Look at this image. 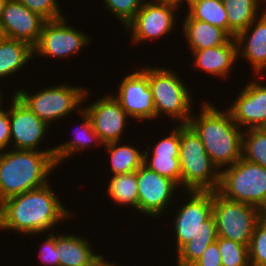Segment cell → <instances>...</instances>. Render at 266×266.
<instances>
[{
    "instance_id": "obj_1",
    "label": "cell",
    "mask_w": 266,
    "mask_h": 266,
    "mask_svg": "<svg viewBox=\"0 0 266 266\" xmlns=\"http://www.w3.org/2000/svg\"><path fill=\"white\" fill-rule=\"evenodd\" d=\"M12 196L0 203V231L39 235L73 215L55 194L52 184ZM57 196V197H56Z\"/></svg>"
},
{
    "instance_id": "obj_2",
    "label": "cell",
    "mask_w": 266,
    "mask_h": 266,
    "mask_svg": "<svg viewBox=\"0 0 266 266\" xmlns=\"http://www.w3.org/2000/svg\"><path fill=\"white\" fill-rule=\"evenodd\" d=\"M187 202L177 209L174 223L176 266H192L217 239L213 191H186Z\"/></svg>"
},
{
    "instance_id": "obj_3",
    "label": "cell",
    "mask_w": 266,
    "mask_h": 266,
    "mask_svg": "<svg viewBox=\"0 0 266 266\" xmlns=\"http://www.w3.org/2000/svg\"><path fill=\"white\" fill-rule=\"evenodd\" d=\"M199 105L200 114L194 111L188 124L199 135L212 163L221 171L241 159L243 130L227 109L220 110L206 100Z\"/></svg>"
},
{
    "instance_id": "obj_4",
    "label": "cell",
    "mask_w": 266,
    "mask_h": 266,
    "mask_svg": "<svg viewBox=\"0 0 266 266\" xmlns=\"http://www.w3.org/2000/svg\"><path fill=\"white\" fill-rule=\"evenodd\" d=\"M56 168L54 152L12 148L0 151V203L45 186Z\"/></svg>"
},
{
    "instance_id": "obj_5",
    "label": "cell",
    "mask_w": 266,
    "mask_h": 266,
    "mask_svg": "<svg viewBox=\"0 0 266 266\" xmlns=\"http://www.w3.org/2000/svg\"><path fill=\"white\" fill-rule=\"evenodd\" d=\"M179 161L183 191L218 190L220 171L212 163L199 135L189 124L180 125Z\"/></svg>"
},
{
    "instance_id": "obj_6",
    "label": "cell",
    "mask_w": 266,
    "mask_h": 266,
    "mask_svg": "<svg viewBox=\"0 0 266 266\" xmlns=\"http://www.w3.org/2000/svg\"><path fill=\"white\" fill-rule=\"evenodd\" d=\"M148 65L149 86L152 90L157 118L167 115L178 125L188 124L193 110V98L177 71ZM193 110V111H192Z\"/></svg>"
},
{
    "instance_id": "obj_7",
    "label": "cell",
    "mask_w": 266,
    "mask_h": 266,
    "mask_svg": "<svg viewBox=\"0 0 266 266\" xmlns=\"http://www.w3.org/2000/svg\"><path fill=\"white\" fill-rule=\"evenodd\" d=\"M13 94L48 125L56 120L58 122L73 112H80L83 109V102H86L88 97L90 98L86 86L75 87L68 83L45 87L34 94H30L25 88H20V90L13 91Z\"/></svg>"
},
{
    "instance_id": "obj_8",
    "label": "cell",
    "mask_w": 266,
    "mask_h": 266,
    "mask_svg": "<svg viewBox=\"0 0 266 266\" xmlns=\"http://www.w3.org/2000/svg\"><path fill=\"white\" fill-rule=\"evenodd\" d=\"M217 192L228 200L252 205L266 214V168L241 158L220 171Z\"/></svg>"
},
{
    "instance_id": "obj_9",
    "label": "cell",
    "mask_w": 266,
    "mask_h": 266,
    "mask_svg": "<svg viewBox=\"0 0 266 266\" xmlns=\"http://www.w3.org/2000/svg\"><path fill=\"white\" fill-rule=\"evenodd\" d=\"M259 208L228 200L213 191V208L217 236L249 247L257 222L263 217Z\"/></svg>"
},
{
    "instance_id": "obj_10",
    "label": "cell",
    "mask_w": 266,
    "mask_h": 266,
    "mask_svg": "<svg viewBox=\"0 0 266 266\" xmlns=\"http://www.w3.org/2000/svg\"><path fill=\"white\" fill-rule=\"evenodd\" d=\"M66 18L65 16L44 23L38 43L33 47L34 57L41 55L47 59L51 57L63 59V57L78 55L84 47L91 44L90 36L69 25Z\"/></svg>"
},
{
    "instance_id": "obj_11",
    "label": "cell",
    "mask_w": 266,
    "mask_h": 266,
    "mask_svg": "<svg viewBox=\"0 0 266 266\" xmlns=\"http://www.w3.org/2000/svg\"><path fill=\"white\" fill-rule=\"evenodd\" d=\"M177 8L179 7L145 0L135 17L125 26L126 32H131L132 44L157 40L166 36L169 32L176 30ZM175 28V29H174Z\"/></svg>"
},
{
    "instance_id": "obj_12",
    "label": "cell",
    "mask_w": 266,
    "mask_h": 266,
    "mask_svg": "<svg viewBox=\"0 0 266 266\" xmlns=\"http://www.w3.org/2000/svg\"><path fill=\"white\" fill-rule=\"evenodd\" d=\"M137 69L120 81L114 97L132 119L152 121L156 119V111L149 86L148 66Z\"/></svg>"
},
{
    "instance_id": "obj_13",
    "label": "cell",
    "mask_w": 266,
    "mask_h": 266,
    "mask_svg": "<svg viewBox=\"0 0 266 266\" xmlns=\"http://www.w3.org/2000/svg\"><path fill=\"white\" fill-rule=\"evenodd\" d=\"M9 105V121L11 131V146L16 150H36L43 152H54V148H41L50 125L41 120L32 112L15 94L11 95ZM49 128V129H48ZM41 142V143H40Z\"/></svg>"
},
{
    "instance_id": "obj_14",
    "label": "cell",
    "mask_w": 266,
    "mask_h": 266,
    "mask_svg": "<svg viewBox=\"0 0 266 266\" xmlns=\"http://www.w3.org/2000/svg\"><path fill=\"white\" fill-rule=\"evenodd\" d=\"M136 175L138 183V212L153 218L160 217L165 212L167 213V207L173 202V194L176 193L180 186L174 181L150 170L144 164L136 170Z\"/></svg>"
},
{
    "instance_id": "obj_15",
    "label": "cell",
    "mask_w": 266,
    "mask_h": 266,
    "mask_svg": "<svg viewBox=\"0 0 266 266\" xmlns=\"http://www.w3.org/2000/svg\"><path fill=\"white\" fill-rule=\"evenodd\" d=\"M83 109L88 114L93 129L104 144L121 141L123 132L131 119L112 94L97 99Z\"/></svg>"
},
{
    "instance_id": "obj_16",
    "label": "cell",
    "mask_w": 266,
    "mask_h": 266,
    "mask_svg": "<svg viewBox=\"0 0 266 266\" xmlns=\"http://www.w3.org/2000/svg\"><path fill=\"white\" fill-rule=\"evenodd\" d=\"M261 84L256 78L248 82L226 108L242 130L261 128L266 121V84Z\"/></svg>"
},
{
    "instance_id": "obj_17",
    "label": "cell",
    "mask_w": 266,
    "mask_h": 266,
    "mask_svg": "<svg viewBox=\"0 0 266 266\" xmlns=\"http://www.w3.org/2000/svg\"><path fill=\"white\" fill-rule=\"evenodd\" d=\"M46 21L17 0H8L0 25L4 37L24 41L34 47L38 43Z\"/></svg>"
},
{
    "instance_id": "obj_18",
    "label": "cell",
    "mask_w": 266,
    "mask_h": 266,
    "mask_svg": "<svg viewBox=\"0 0 266 266\" xmlns=\"http://www.w3.org/2000/svg\"><path fill=\"white\" fill-rule=\"evenodd\" d=\"M245 30L235 36L238 58L244 57L250 63L253 78H259L266 70V6ZM258 76V77H257Z\"/></svg>"
},
{
    "instance_id": "obj_19",
    "label": "cell",
    "mask_w": 266,
    "mask_h": 266,
    "mask_svg": "<svg viewBox=\"0 0 266 266\" xmlns=\"http://www.w3.org/2000/svg\"><path fill=\"white\" fill-rule=\"evenodd\" d=\"M193 67L205 72L207 75L219 76L223 80L228 79L231 69L238 61L237 43L231 38L226 44L207 49H201L191 53Z\"/></svg>"
},
{
    "instance_id": "obj_20",
    "label": "cell",
    "mask_w": 266,
    "mask_h": 266,
    "mask_svg": "<svg viewBox=\"0 0 266 266\" xmlns=\"http://www.w3.org/2000/svg\"><path fill=\"white\" fill-rule=\"evenodd\" d=\"M89 241L77 234L61 235L56 232L59 266H100L105 257L95 253Z\"/></svg>"
},
{
    "instance_id": "obj_21",
    "label": "cell",
    "mask_w": 266,
    "mask_h": 266,
    "mask_svg": "<svg viewBox=\"0 0 266 266\" xmlns=\"http://www.w3.org/2000/svg\"><path fill=\"white\" fill-rule=\"evenodd\" d=\"M182 34L189 45L190 53L226 44L231 37L223 30L207 22L192 19L185 15L182 23Z\"/></svg>"
},
{
    "instance_id": "obj_22",
    "label": "cell",
    "mask_w": 266,
    "mask_h": 266,
    "mask_svg": "<svg viewBox=\"0 0 266 266\" xmlns=\"http://www.w3.org/2000/svg\"><path fill=\"white\" fill-rule=\"evenodd\" d=\"M77 115H79L83 122L80 124L79 129L76 130V134L73 135L74 138H69L70 140L53 147L54 158L58 167L62 165L61 163H64V160L67 158L70 159V156H75V154H79L81 151L83 152V150L88 148L92 149V145H103L99 136L93 129L92 122L85 110L82 109Z\"/></svg>"
},
{
    "instance_id": "obj_23",
    "label": "cell",
    "mask_w": 266,
    "mask_h": 266,
    "mask_svg": "<svg viewBox=\"0 0 266 266\" xmlns=\"http://www.w3.org/2000/svg\"><path fill=\"white\" fill-rule=\"evenodd\" d=\"M33 57L34 50L30 44L3 37L0 39V79L16 75Z\"/></svg>"
},
{
    "instance_id": "obj_24",
    "label": "cell",
    "mask_w": 266,
    "mask_h": 266,
    "mask_svg": "<svg viewBox=\"0 0 266 266\" xmlns=\"http://www.w3.org/2000/svg\"><path fill=\"white\" fill-rule=\"evenodd\" d=\"M228 18V35L231 38L245 30L256 18L266 0H222Z\"/></svg>"
},
{
    "instance_id": "obj_25",
    "label": "cell",
    "mask_w": 266,
    "mask_h": 266,
    "mask_svg": "<svg viewBox=\"0 0 266 266\" xmlns=\"http://www.w3.org/2000/svg\"><path fill=\"white\" fill-rule=\"evenodd\" d=\"M111 158L110 171L111 174L119 175L136 171L142 164L144 152L134 146L117 142H110L102 145Z\"/></svg>"
},
{
    "instance_id": "obj_26",
    "label": "cell",
    "mask_w": 266,
    "mask_h": 266,
    "mask_svg": "<svg viewBox=\"0 0 266 266\" xmlns=\"http://www.w3.org/2000/svg\"><path fill=\"white\" fill-rule=\"evenodd\" d=\"M107 194L113 202L138 211V183L136 171L108 177Z\"/></svg>"
},
{
    "instance_id": "obj_27",
    "label": "cell",
    "mask_w": 266,
    "mask_h": 266,
    "mask_svg": "<svg viewBox=\"0 0 266 266\" xmlns=\"http://www.w3.org/2000/svg\"><path fill=\"white\" fill-rule=\"evenodd\" d=\"M187 14L196 20H201L223 29L228 34V18L222 0L187 1Z\"/></svg>"
},
{
    "instance_id": "obj_28",
    "label": "cell",
    "mask_w": 266,
    "mask_h": 266,
    "mask_svg": "<svg viewBox=\"0 0 266 266\" xmlns=\"http://www.w3.org/2000/svg\"><path fill=\"white\" fill-rule=\"evenodd\" d=\"M241 158L266 168V131L261 128L243 130Z\"/></svg>"
},
{
    "instance_id": "obj_29",
    "label": "cell",
    "mask_w": 266,
    "mask_h": 266,
    "mask_svg": "<svg viewBox=\"0 0 266 266\" xmlns=\"http://www.w3.org/2000/svg\"><path fill=\"white\" fill-rule=\"evenodd\" d=\"M221 255L222 266H251L249 247L224 237L216 239Z\"/></svg>"
},
{
    "instance_id": "obj_30",
    "label": "cell",
    "mask_w": 266,
    "mask_h": 266,
    "mask_svg": "<svg viewBox=\"0 0 266 266\" xmlns=\"http://www.w3.org/2000/svg\"><path fill=\"white\" fill-rule=\"evenodd\" d=\"M143 164L159 175L174 181L182 189L179 156H144Z\"/></svg>"
},
{
    "instance_id": "obj_31",
    "label": "cell",
    "mask_w": 266,
    "mask_h": 266,
    "mask_svg": "<svg viewBox=\"0 0 266 266\" xmlns=\"http://www.w3.org/2000/svg\"><path fill=\"white\" fill-rule=\"evenodd\" d=\"M251 266H266V214L257 222L249 244Z\"/></svg>"
},
{
    "instance_id": "obj_32",
    "label": "cell",
    "mask_w": 266,
    "mask_h": 266,
    "mask_svg": "<svg viewBox=\"0 0 266 266\" xmlns=\"http://www.w3.org/2000/svg\"><path fill=\"white\" fill-rule=\"evenodd\" d=\"M105 9L119 20V24L124 28L142 7L145 0H102Z\"/></svg>"
},
{
    "instance_id": "obj_33",
    "label": "cell",
    "mask_w": 266,
    "mask_h": 266,
    "mask_svg": "<svg viewBox=\"0 0 266 266\" xmlns=\"http://www.w3.org/2000/svg\"><path fill=\"white\" fill-rule=\"evenodd\" d=\"M173 130H169L171 133L162 137L153 146L147 145V149L144 152V156H179L180 152V125L176 124ZM153 147V149L151 148ZM151 148V150H149ZM149 151V152H148ZM151 151V153H150ZM151 154V155H150Z\"/></svg>"
},
{
    "instance_id": "obj_34",
    "label": "cell",
    "mask_w": 266,
    "mask_h": 266,
    "mask_svg": "<svg viewBox=\"0 0 266 266\" xmlns=\"http://www.w3.org/2000/svg\"><path fill=\"white\" fill-rule=\"evenodd\" d=\"M29 10L38 13L48 20H57L65 17L57 0H17Z\"/></svg>"
},
{
    "instance_id": "obj_35",
    "label": "cell",
    "mask_w": 266,
    "mask_h": 266,
    "mask_svg": "<svg viewBox=\"0 0 266 266\" xmlns=\"http://www.w3.org/2000/svg\"><path fill=\"white\" fill-rule=\"evenodd\" d=\"M56 233H50L46 236L44 240L41 250L38 253L39 260L43 262L45 266H59V254L58 248L56 245ZM47 264V265H46Z\"/></svg>"
},
{
    "instance_id": "obj_36",
    "label": "cell",
    "mask_w": 266,
    "mask_h": 266,
    "mask_svg": "<svg viewBox=\"0 0 266 266\" xmlns=\"http://www.w3.org/2000/svg\"><path fill=\"white\" fill-rule=\"evenodd\" d=\"M192 266H222L217 241L211 243Z\"/></svg>"
},
{
    "instance_id": "obj_37",
    "label": "cell",
    "mask_w": 266,
    "mask_h": 266,
    "mask_svg": "<svg viewBox=\"0 0 266 266\" xmlns=\"http://www.w3.org/2000/svg\"><path fill=\"white\" fill-rule=\"evenodd\" d=\"M4 109L0 111V151L10 149L11 145L9 109Z\"/></svg>"
},
{
    "instance_id": "obj_38",
    "label": "cell",
    "mask_w": 266,
    "mask_h": 266,
    "mask_svg": "<svg viewBox=\"0 0 266 266\" xmlns=\"http://www.w3.org/2000/svg\"><path fill=\"white\" fill-rule=\"evenodd\" d=\"M151 1H154V2H159V3H168V4H173V5H175V6H177V7H179V8H181L180 7V5L181 6H183V3L185 2V5H186V3H187V0H151Z\"/></svg>"
},
{
    "instance_id": "obj_39",
    "label": "cell",
    "mask_w": 266,
    "mask_h": 266,
    "mask_svg": "<svg viewBox=\"0 0 266 266\" xmlns=\"http://www.w3.org/2000/svg\"><path fill=\"white\" fill-rule=\"evenodd\" d=\"M7 1L8 0H0V19L2 17V14H3V11H4V8H5Z\"/></svg>"
},
{
    "instance_id": "obj_40",
    "label": "cell",
    "mask_w": 266,
    "mask_h": 266,
    "mask_svg": "<svg viewBox=\"0 0 266 266\" xmlns=\"http://www.w3.org/2000/svg\"><path fill=\"white\" fill-rule=\"evenodd\" d=\"M115 262H110L109 260H105L100 266H120L118 263L115 265ZM122 266V265H121Z\"/></svg>"
},
{
    "instance_id": "obj_41",
    "label": "cell",
    "mask_w": 266,
    "mask_h": 266,
    "mask_svg": "<svg viewBox=\"0 0 266 266\" xmlns=\"http://www.w3.org/2000/svg\"><path fill=\"white\" fill-rule=\"evenodd\" d=\"M1 89V88H0ZM2 90H0V110H2L3 109V107H4V105H2V104H4V102L2 101L3 100V95L4 94H1L2 92H1ZM3 102V103H2Z\"/></svg>"
},
{
    "instance_id": "obj_42",
    "label": "cell",
    "mask_w": 266,
    "mask_h": 266,
    "mask_svg": "<svg viewBox=\"0 0 266 266\" xmlns=\"http://www.w3.org/2000/svg\"><path fill=\"white\" fill-rule=\"evenodd\" d=\"M4 37L2 29H1V25H0V39H2Z\"/></svg>"
},
{
    "instance_id": "obj_43",
    "label": "cell",
    "mask_w": 266,
    "mask_h": 266,
    "mask_svg": "<svg viewBox=\"0 0 266 266\" xmlns=\"http://www.w3.org/2000/svg\"><path fill=\"white\" fill-rule=\"evenodd\" d=\"M262 130L266 131V121L264 122L263 126L261 127Z\"/></svg>"
},
{
    "instance_id": "obj_44",
    "label": "cell",
    "mask_w": 266,
    "mask_h": 266,
    "mask_svg": "<svg viewBox=\"0 0 266 266\" xmlns=\"http://www.w3.org/2000/svg\"><path fill=\"white\" fill-rule=\"evenodd\" d=\"M261 75H262V76H263V75H266V70H265ZM265 77H266V76H265Z\"/></svg>"
}]
</instances>
